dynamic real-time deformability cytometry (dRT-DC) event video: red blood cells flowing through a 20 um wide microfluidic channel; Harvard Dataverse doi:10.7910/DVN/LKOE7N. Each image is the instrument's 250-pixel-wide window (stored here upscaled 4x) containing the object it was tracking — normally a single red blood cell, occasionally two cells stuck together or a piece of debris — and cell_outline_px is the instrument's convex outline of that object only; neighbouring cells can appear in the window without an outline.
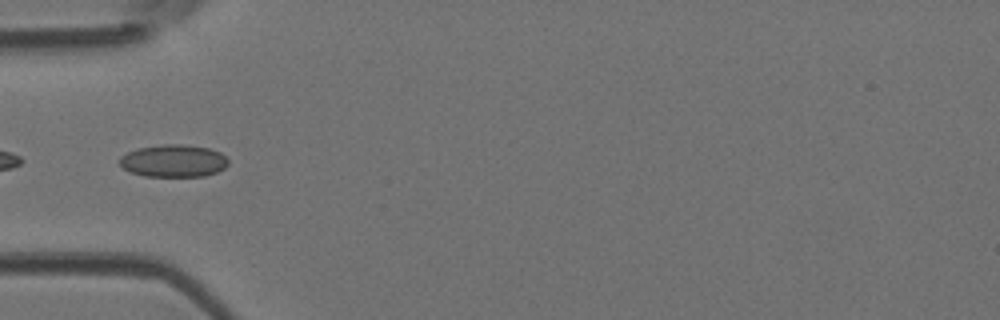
{"species": "Egyptian fruit bat (a non-hibernating species)", "species_latin": "Rousettus aegyptiacus", "temperature_condition": "room temperature", "stored_images_in_passage": 4, "camera_frame_rate_fps": 3000, "um_per_image_px": 0.085, "animal": {"sex": "female"}, "frame": {"image": 1, "passage_image": 4, "time_ms": 1.0, "image_size_px": [1000, 320], "cell_outline_px": [[228, 164], [224, 168], [216, 172], [204, 176], [144, 176], [132, 172], [124, 168], [120, 164], [120, 156], [136, 148], [164, 144], [180, 144], [208, 148], [220, 152], [228, 160]], "centroid_in_image_um": [14.75, 13.67], "position_along_channel_um": 70.3, "area_um2": 20.4}}